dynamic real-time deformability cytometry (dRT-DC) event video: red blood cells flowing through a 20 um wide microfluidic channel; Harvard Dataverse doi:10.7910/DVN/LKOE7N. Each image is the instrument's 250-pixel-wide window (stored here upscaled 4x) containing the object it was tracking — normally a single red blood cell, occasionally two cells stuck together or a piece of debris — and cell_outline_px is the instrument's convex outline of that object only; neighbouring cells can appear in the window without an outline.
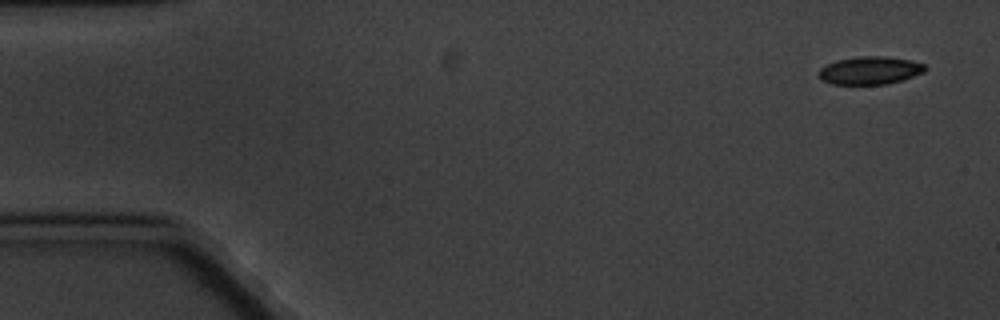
{"species": "common noctule bat (a hibernating species)", "species_latin": "Nyctalus noctula", "temperature_condition": "cold", "stored_images_in_passage": 6, "camera_frame_rate_fps": 3000, "um_per_image_px": 0.085, "animal": {"sex": "male", "body_mass_g": 20.1, "forearm_length_mm": 53.5}, "frame": {"image": 1, "passage_image": 1, "time_ms": 0.0, "image_size_px": [1000, 320], "cell_outline_px": [[928, 68], [924, 72], [904, 80], [888, 84], [832, 84], [820, 80], [816, 72], [820, 68], [836, 60], [860, 56], [888, 56], [912, 60], [924, 64]], "centroid_in_image_um": [73.95, 5.99], "position_along_channel_um": 11.0, "area_um2": 17.63}}
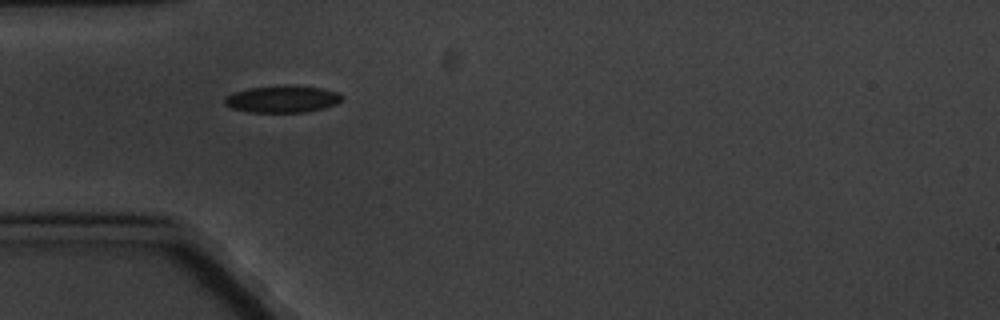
{"frame": {"image": 2, "passage_image": 5, "time_ms": 5.0, "image_size_px": [1000, 320], "cell_outline_px": [[344, 100], [336, 104], [324, 108], [308, 112], [248, 112], [232, 108], [224, 104], [224, 100], [228, 96], [236, 92], [248, 88], [324, 88], [336, 92], [344, 96]], "centroid_in_image_um": [24.04, 8.48], "position_along_channel_um": 61.0, "area_um2": 17.57}}